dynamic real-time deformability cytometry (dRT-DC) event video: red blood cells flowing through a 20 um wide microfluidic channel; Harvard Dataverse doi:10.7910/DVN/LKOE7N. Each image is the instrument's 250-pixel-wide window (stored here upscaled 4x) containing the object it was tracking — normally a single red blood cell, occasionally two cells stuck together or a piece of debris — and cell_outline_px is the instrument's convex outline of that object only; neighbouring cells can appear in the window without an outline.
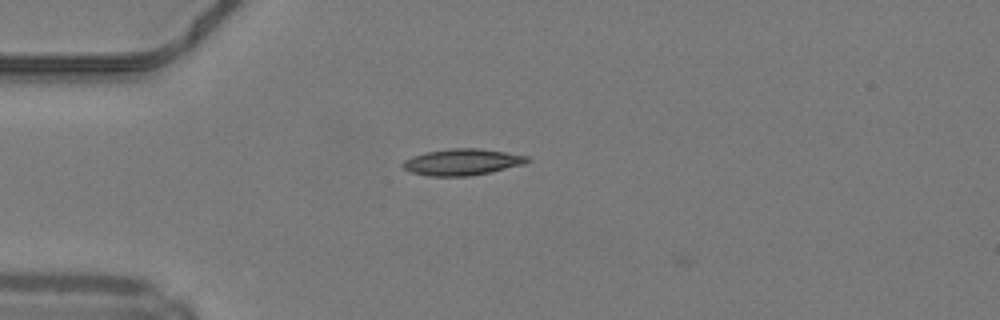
{"species": "common noctule bat (a hibernating species)", "species_latin": "Nyctalus noctula", "temperature_condition": "warm", "stored_images_in_passage": 35, "camera_frame_rate_fps": 3000, "um_per_image_px": 0.085, "animal": {"sex": "male", "body_mass_g": 19.2, "forearm_length_mm": 51.8}, "frame": {"image": 1, "passage_image": 2, "time_ms": 0.333, "image_size_px": [1000, 320], "cell_outline_px": [[532, 160], [524, 164], [492, 172], [468, 176], [428, 176], [408, 172], [400, 164], [404, 160], [412, 156], [428, 152], [452, 148], [480, 148], [528, 156]], "centroid_in_image_um": [39.28, 13.78], "position_along_channel_um": 45.7, "area_um2": 19.25}}
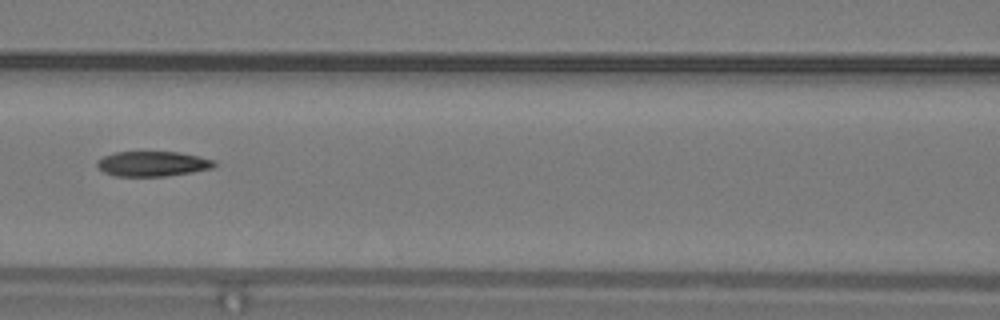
{"frame": {"image": 2, "passage_image": 11, "time_ms": 3.333, "image_size_px": [1000, 320], "cell_outline_px": [[216, 164], [212, 168], [192, 172], [168, 176], [116, 176], [104, 172], [96, 164], [96, 160], [104, 156], [116, 152], [180, 152], [216, 160]], "centroid_in_image_um": [12.99, 13.92], "position_along_channel_um": 153.6, "area_um2": 17.11}}
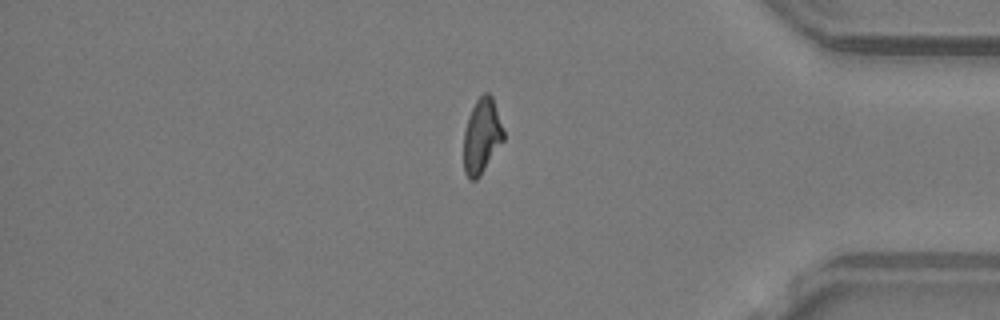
{"frame": {"image": 3, "passage_image": 30, "time_ms": 9.667, "image_size_px": [1000, 320], "cell_outline_px": [[504, 140], [480, 176], [476, 180], [468, 180], [464, 172], [464, 132], [468, 116], [476, 100], [484, 92], [488, 92], [492, 96], [504, 132]], "centroid_in_image_um": [40.94, 11.58], "position_along_channel_um": 394.3, "area_um2": 17.4}, "authors_computed_cell_mechanics": {"area_um2": 17.918, "velocity_mm_per_s": 4.2381, "shape_relaxation_time_tau1_ms": null, "shape_relaxation_time_tau2_ms": 4.4518, "deformation_change_tau1": null, "deformation_change_tau2": 0.1371}}